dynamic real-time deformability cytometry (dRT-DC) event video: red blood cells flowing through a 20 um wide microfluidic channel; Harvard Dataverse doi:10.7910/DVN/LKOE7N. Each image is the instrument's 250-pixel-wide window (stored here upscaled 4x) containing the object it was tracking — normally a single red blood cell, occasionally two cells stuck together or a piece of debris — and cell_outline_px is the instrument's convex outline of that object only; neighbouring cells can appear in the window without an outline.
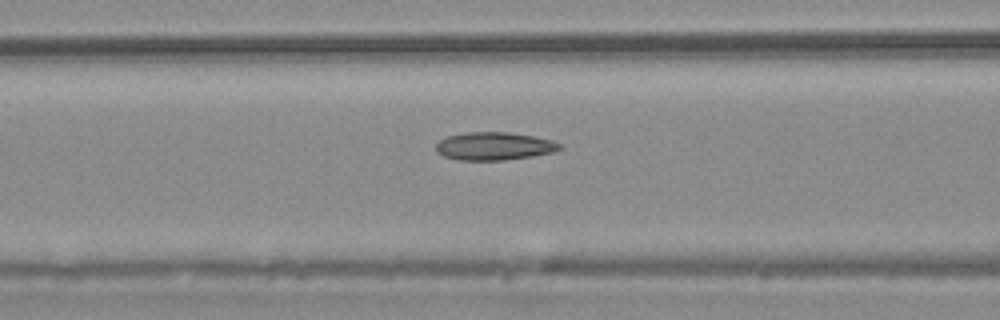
{"species": "common noctule bat (a hibernating species)", "species_latin": "Nyctalus noctula", "temperature_condition": "warm", "stored_images_in_passage": 54, "camera_frame_rate_fps": 3000, "um_per_image_px": 0.085, "animal": {"sex": "male", "body_mass_g": 20.4}, "frame": {"image": 1, "passage_image": 22, "time_ms": 7.0, "image_size_px": [1000, 320], "cell_outline_px": [[564, 148], [552, 152], [532, 156], [504, 160], [460, 160], [444, 156], [436, 152], [436, 144], [440, 140], [448, 136], [468, 132], [508, 132], [532, 136], [552, 140], [560, 144]], "centroid_in_image_um": [42.0, 12.42], "position_along_channel_um": 124.6, "area_um2": 20.06}}
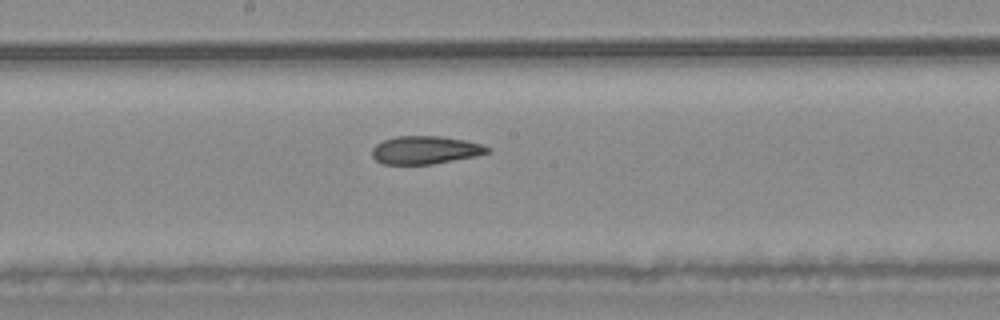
{"frame": {"image": 2, "passage_image": 29, "time_ms": 9.333, "image_size_px": [1000, 320], "cell_outline_px": [[492, 152], [476, 156], [432, 164], [384, 164], [376, 160], [372, 156], [372, 148], [376, 144], [384, 140], [396, 136], [440, 136], [464, 140], [480, 144], [492, 148]], "centroid_in_image_um": [36.17, 12.75], "position_along_channel_um": 212.0, "area_um2": 18.84}}
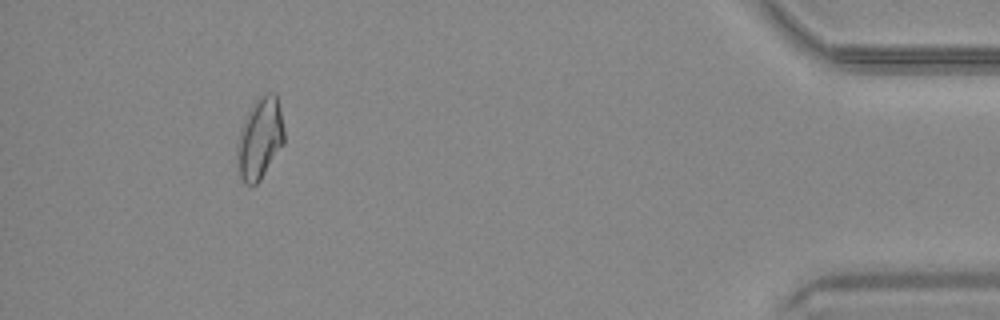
{"frame": {"image": 3, "passage_image": 50, "time_ms": 16.333, "image_size_px": [1000, 320], "cell_outline_px": [[284, 144], [260, 180], [256, 184], [244, 184], [240, 176], [236, 164], [236, 144], [244, 120], [248, 112], [256, 100], [260, 96], [268, 92], [276, 92], [284, 128]], "centroid_in_image_um": [22.08, 11.78], "position_along_channel_um": 413.1, "area_um2": 22.37}, "authors_computed_cell_mechanics": {"area_um2": 20.3167, "velocity_mm_per_s": 3.7537, "shape_relaxation_time_tau1_ms": null, "shape_relaxation_time_tau2_ms": 2.3071, "deformation_change_tau1": null, "deformation_change_tau2": 0.0916}}